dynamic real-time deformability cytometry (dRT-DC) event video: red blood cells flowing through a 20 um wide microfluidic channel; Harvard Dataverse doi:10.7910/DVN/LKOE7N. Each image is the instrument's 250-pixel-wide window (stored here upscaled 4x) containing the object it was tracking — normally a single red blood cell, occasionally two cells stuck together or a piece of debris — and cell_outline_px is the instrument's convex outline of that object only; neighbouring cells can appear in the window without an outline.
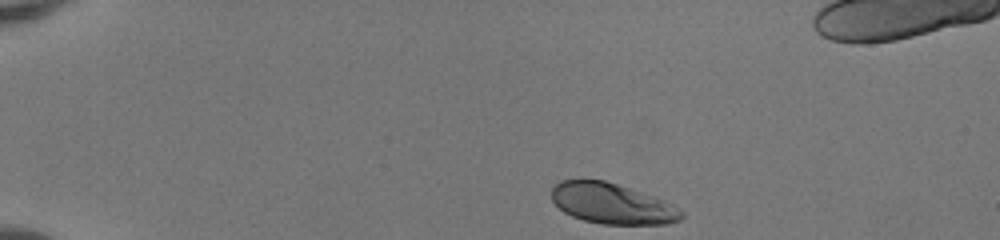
{"species": "human", "species_latin": "Homo sapiens", "temperature_condition": "room temperature", "stored_images_in_passage": 39, "camera_frame_rate_fps": 3000, "um_per_image_px": 0.085, "donor": {"sex": "female"}, "frame": {"image": 1, "passage_image": 1, "time_ms": 0.0, "image_size_px": [1000, 240], "cell_outline_px": [[684, 216], [680, 220], [668, 224], [604, 224], [584, 220], [572, 216], [564, 212], [552, 200], [552, 188], [560, 180], [604, 180], [664, 200], [672, 204], [684, 212]], "centroid_in_image_um": [52.04, 17.32], "position_along_channel_um": 33.0, "area_um2": 30.4}}
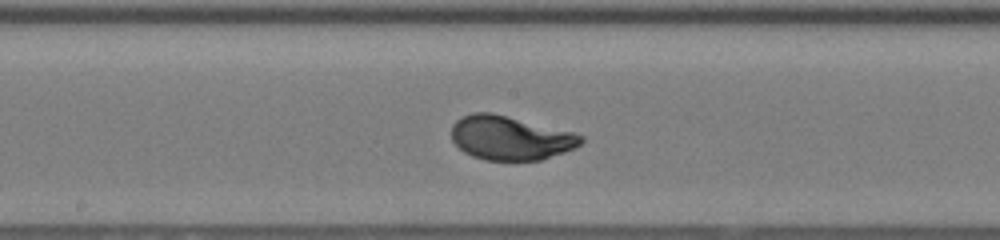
{"frame": {"image": 2, "passage_image": 20, "time_ms": 6.333, "image_size_px": [1000, 240], "cell_outline_px": [[584, 140], [576, 148], [540, 160], [484, 160], [472, 156], [464, 152], [452, 140], [452, 124], [456, 120], [472, 112], [492, 112], [572, 132], [584, 136]], "centroid_in_image_um": [43.37, 11.72], "position_along_channel_um": 204.8, "area_um2": 33.12}}
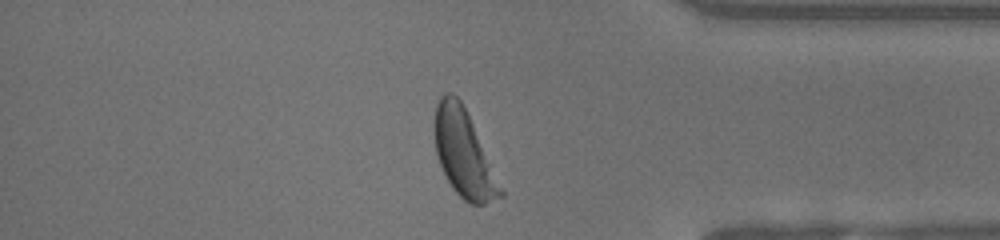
{"frame": {"image": 3, "passage_image": 35, "time_ms": 11.333, "image_size_px": [1000, 240], "cell_outline_px": [[504, 196], [484, 204], [472, 204], [464, 200], [452, 188], [440, 164], [436, 152], [432, 128], [432, 120], [436, 104], [440, 96], [444, 92], [452, 92], [460, 100], [472, 124], [504, 192]], "centroid_in_image_um": [39.36, 13.02], "position_along_channel_um": 395.8, "area_um2": 33.0}, "authors_computed_cell_mechanics": {"area_um2": 32.7148, "velocity_mm_per_s": 4.0731, "shape_relaxation_time_tau1_ms": 2.6636, "shape_relaxation_time_tau2_ms": null, "deformation_change_tau1": 0.1827, "deformation_change_tau2": null}}